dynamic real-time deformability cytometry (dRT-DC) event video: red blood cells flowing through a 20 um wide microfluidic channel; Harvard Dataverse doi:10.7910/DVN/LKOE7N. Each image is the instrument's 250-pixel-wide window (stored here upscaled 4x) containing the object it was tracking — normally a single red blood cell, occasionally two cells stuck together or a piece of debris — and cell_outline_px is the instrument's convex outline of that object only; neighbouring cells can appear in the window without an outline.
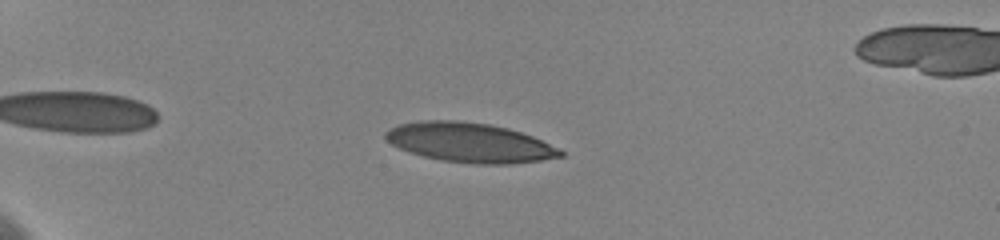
{"species": "human", "species_latin": "Homo sapiens", "temperature_condition": "cold", "stored_images_in_passage": 40, "camera_frame_rate_fps": 3000, "um_per_image_px": 0.085, "donor": {"sex": "female"}, "frame": {"image": 1, "passage_image": 8, "time_ms": 3.0, "image_size_px": [1000, 240], "cell_outline_px": [[564, 156], [540, 160], [512, 164], [476, 164], [440, 160], [424, 156], [400, 148], [392, 144], [384, 136], [384, 132], [400, 124], [420, 120], [456, 120], [488, 124], [508, 128], [532, 136], [560, 148], [564, 152]], "centroid_in_image_um": [39.95, 12.12], "position_along_channel_um": 45.0, "area_um2": 40.11}}
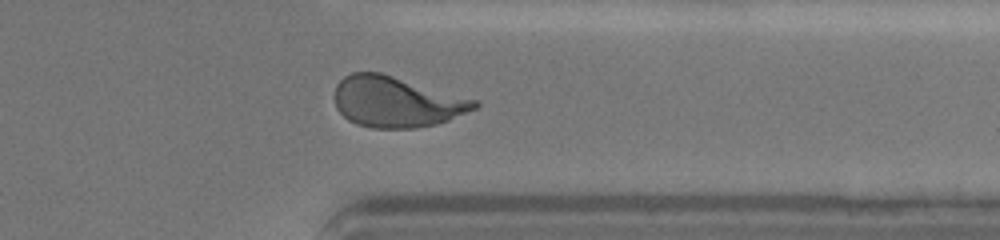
{"frame": {"image": 2, "passage_image": 33, "time_ms": 13.667, "image_size_px": [1000, 240], "cell_outline_px": [[480, 104], [476, 108], [448, 120], [436, 124], [412, 128], [372, 128], [356, 124], [348, 120], [336, 108], [336, 84], [344, 76], [352, 72], [380, 72], [480, 100]], "centroid_in_image_um": [33.72, 8.65], "position_along_channel_um": 377.7, "area_um2": 41.44}}
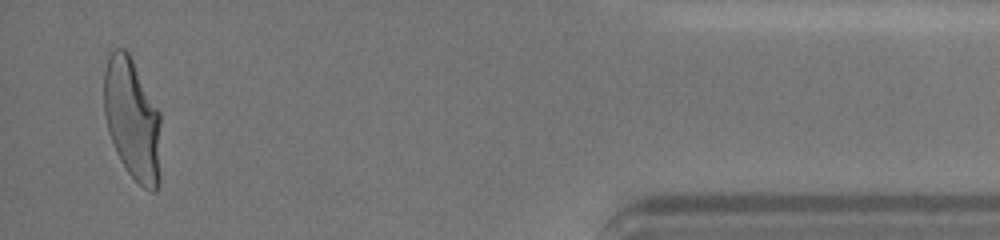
{"frame": {"image": 3, "passage_image": 39, "time_ms": 16.333, "image_size_px": [1000, 240], "cell_outline_px": [[160, 184], [156, 192], [152, 192], [144, 188], [128, 172], [120, 160], [116, 152], [108, 132], [104, 112], [104, 68], [108, 56], [112, 48], [124, 48], [128, 52], [160, 112]], "centroid_in_image_um": [11.25, 10.15], "position_along_channel_um": 424.0, "area_um2": 40.75}, "authors_computed_cell_mechanics": {"area_um2": 41.0958, "velocity_mm_per_s": 3.6202, "shape_relaxation_time_tau1_ms": 5.067, "shape_relaxation_time_tau2_ms": 0.8087, "deformation_change_tau1": 0.2185, "deformation_change_tau2": 0.066}}